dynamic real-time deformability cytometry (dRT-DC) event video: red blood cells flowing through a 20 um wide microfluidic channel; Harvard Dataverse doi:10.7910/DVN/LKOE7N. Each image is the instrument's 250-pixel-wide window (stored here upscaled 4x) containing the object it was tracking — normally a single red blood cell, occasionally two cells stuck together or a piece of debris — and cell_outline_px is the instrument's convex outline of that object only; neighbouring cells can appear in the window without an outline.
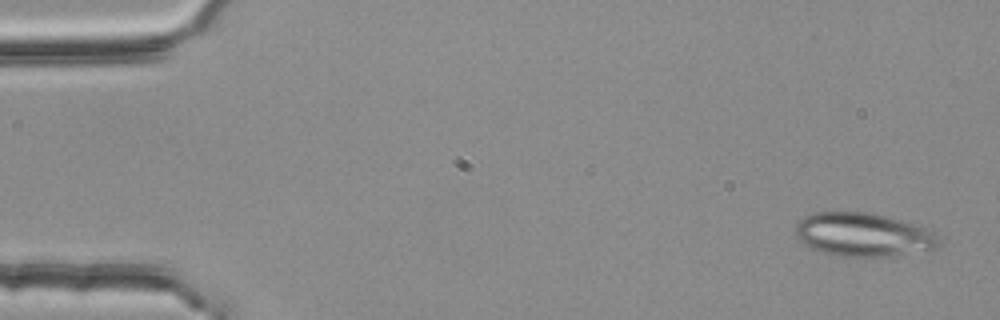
{"species": "common noctule bat (a hibernating species)", "species_latin": "Nyctalus noctula", "temperature_condition": "room temperature", "stored_images_in_passage": 3, "camera_frame_rate_fps": 3000, "um_per_image_px": 0.085, "animal": {"sex": "female", "body_mass_g": 25.1}, "frame": {"image": 1, "passage_image": 1, "time_ms": 0.0, "image_size_px": [1000, 320], "cell_outline_px": [[936, 248], [892, 256], [840, 256], [824, 252], [812, 248], [804, 244], [796, 236], [796, 224], [804, 216], [812, 212], [868, 212], [900, 220], [936, 232]], "centroid_in_image_um": [73.32, 19.94], "position_along_channel_um": 11.7, "area_um2": 35.84}}